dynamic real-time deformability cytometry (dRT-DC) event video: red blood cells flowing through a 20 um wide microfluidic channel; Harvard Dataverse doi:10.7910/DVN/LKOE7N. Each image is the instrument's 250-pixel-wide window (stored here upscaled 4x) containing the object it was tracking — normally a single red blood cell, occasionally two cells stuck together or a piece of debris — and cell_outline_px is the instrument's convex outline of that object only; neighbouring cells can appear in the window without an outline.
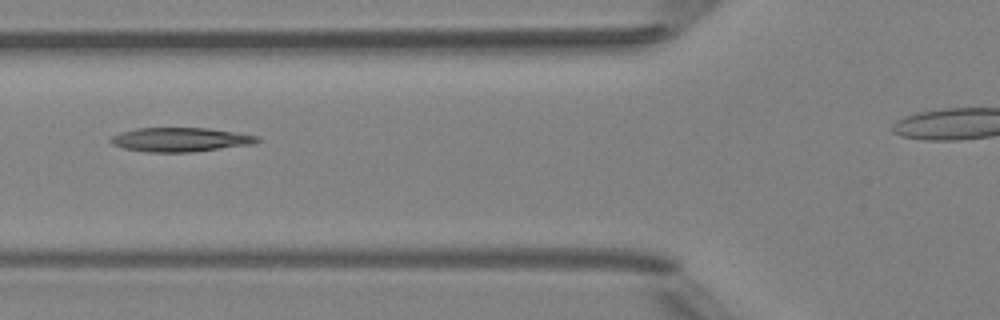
{"species": "Egyptian fruit bat (a non-hibernating species)", "species_latin": "Rousettus aegyptiacus", "temperature_condition": "room temperature", "stored_images_in_passage": 6, "camera_frame_rate_fps": 3000, "um_per_image_px": 0.085, "animal": {"sex": "female"}, "frame": {"image": 1, "passage_image": 6, "time_ms": 6.0, "image_size_px": [1000, 320], "cell_outline_px": [[260, 140], [252, 144], [192, 152], [144, 152], [124, 148], [112, 144], [108, 140], [112, 136], [120, 132], [136, 128], [208, 128], [260, 136]], "centroid_in_image_um": [15.3, 11.87], "position_along_channel_um": 110.5, "area_um2": 20.58}}